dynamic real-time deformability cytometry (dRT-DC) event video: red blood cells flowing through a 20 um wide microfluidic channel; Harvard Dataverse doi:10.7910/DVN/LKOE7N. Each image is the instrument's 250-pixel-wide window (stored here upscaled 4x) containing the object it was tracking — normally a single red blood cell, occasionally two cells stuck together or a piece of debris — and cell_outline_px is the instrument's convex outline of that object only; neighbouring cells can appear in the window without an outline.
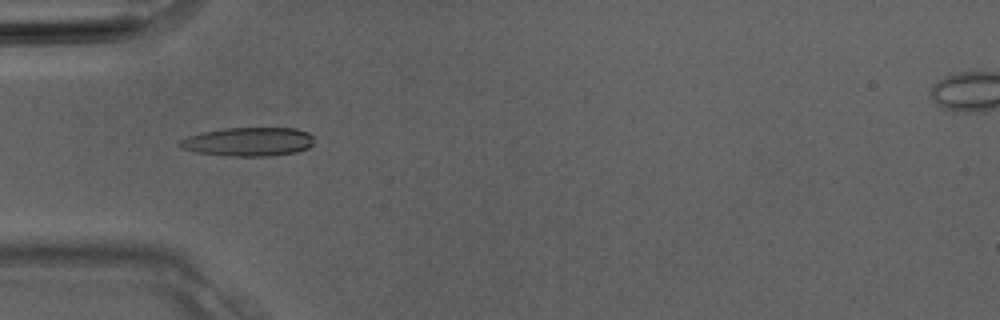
{"species": "Egyptian fruit bat (a non-hibernating species)", "species_latin": "Rousettus aegyptiacus", "temperature_condition": "room temperature", "stored_images_in_passage": 3, "camera_frame_rate_fps": 3000, "um_per_image_px": 0.085, "animal": {"sex": "male"}, "frame": {"image": 1, "passage_image": 3, "time_ms": 0.667, "image_size_px": [1000, 320], "cell_outline_px": [[312, 144], [308, 148], [296, 152], [268, 156], [232, 156], [196, 152], [180, 148], [176, 144], [180, 140], [188, 136], [200, 132], [224, 128], [296, 128], [308, 132], [312, 136]], "centroid_in_image_um": [21.07, 12.04], "position_along_channel_um": 63.9, "area_um2": 22.6}}